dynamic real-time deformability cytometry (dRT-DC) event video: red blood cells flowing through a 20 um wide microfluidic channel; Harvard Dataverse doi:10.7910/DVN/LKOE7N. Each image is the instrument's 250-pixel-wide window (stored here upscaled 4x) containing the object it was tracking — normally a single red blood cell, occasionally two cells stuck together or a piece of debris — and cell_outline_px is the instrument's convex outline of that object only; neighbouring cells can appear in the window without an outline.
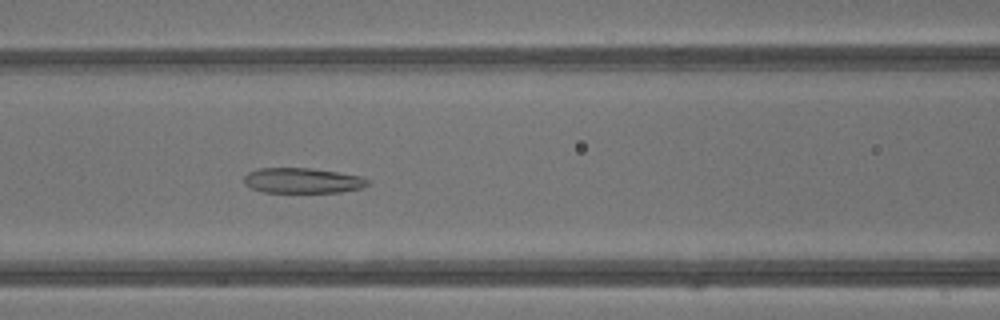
{"species": "common noctule bat (a hibernating species)", "species_latin": "Nyctalus noctula", "temperature_condition": "warm", "stored_images_in_passage": 43, "camera_frame_rate_fps": 3000, "um_per_image_px": 0.085, "animal": {"sex": "male", "body_mass_g": 13.3}, "frame": {"image": 1, "passage_image": 19, "time_ms": 6.0, "image_size_px": [1000, 320], "cell_outline_px": [[372, 184], [364, 188], [340, 192], [260, 192], [244, 184], [244, 176], [248, 172], [256, 168], [312, 168], [360, 176], [368, 180]], "centroid_in_image_um": [25.71, 15.35], "position_along_channel_um": 140.9, "area_um2": 18.38}}
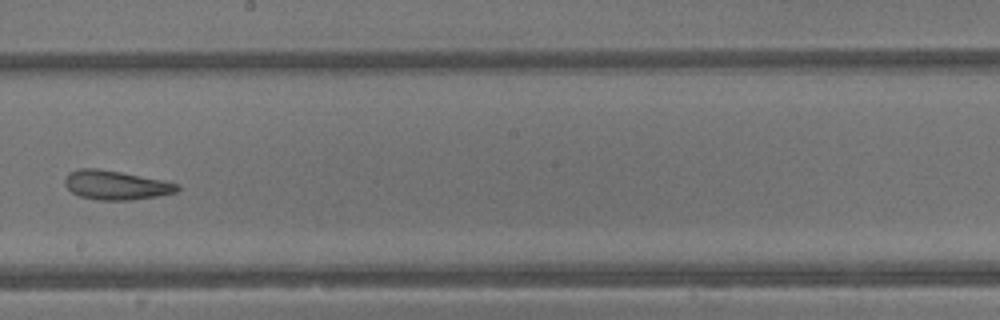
{"frame": {"image": 2, "passage_image": 25, "time_ms": 8.0, "image_size_px": [1000, 320], "cell_outline_px": [[180, 188], [176, 192], [156, 196], [128, 200], [100, 200], [80, 196], [72, 192], [64, 184], [64, 176], [68, 172], [80, 168], [100, 168], [164, 180], [180, 184]], "centroid_in_image_um": [9.83, 15.71], "position_along_channel_um": 238.4, "area_um2": 19.19}}
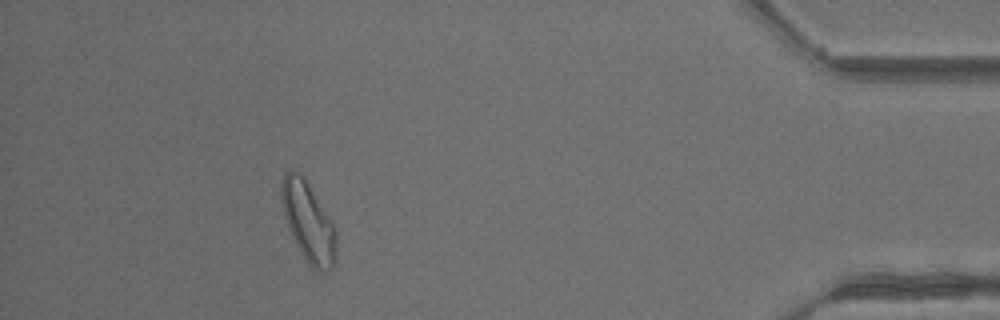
{"frame": {"image": 3, "passage_image": 39, "time_ms": 12.667, "image_size_px": [1000, 320], "cell_outline_px": [[336, 260], [332, 268], [328, 272], [320, 272], [312, 268], [296, 244], [288, 228], [284, 216], [280, 200], [280, 188], [284, 172], [296, 172], [304, 176], [328, 216], [336, 232]], "centroid_in_image_um": [26.19, 18.89], "position_along_channel_um": 409.0, "area_um2": 25.32}, "authors_computed_cell_mechanics": {"area_um2": 22.8888, "velocity_mm_per_s": 4.8873, "shape_relaxation_time_tau1_ms": null, "shape_relaxation_time_tau2_ms": 1.6108, "deformation_change_tau1": null, "deformation_change_tau2": 0.1074}}